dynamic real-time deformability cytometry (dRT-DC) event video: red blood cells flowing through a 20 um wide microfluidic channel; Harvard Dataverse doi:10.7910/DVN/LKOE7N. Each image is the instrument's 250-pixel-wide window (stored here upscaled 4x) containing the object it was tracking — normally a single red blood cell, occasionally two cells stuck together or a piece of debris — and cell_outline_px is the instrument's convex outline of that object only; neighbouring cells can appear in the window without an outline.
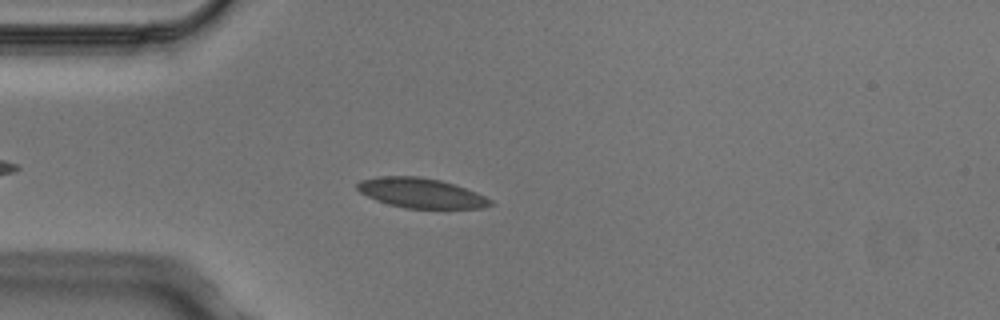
{"species": "Egyptian fruit bat (a non-hibernating species)", "species_latin": "Rousettus aegyptiacus", "temperature_condition": "cold", "stored_images_in_passage": 2, "camera_frame_rate_fps": 3000, "um_per_image_px": 0.085, "animal": {"sex": "male"}, "frame": {"image": 1, "passage_image": 2, "time_ms": 0.333, "image_size_px": [1000, 320], "cell_outline_px": [[492, 204], [484, 208], [404, 208], [388, 204], [376, 200], [360, 192], [356, 188], [356, 184], [360, 180], [376, 176], [420, 176], [440, 180], [476, 192], [492, 200]], "centroid_in_image_um": [35.74, 16.4], "position_along_channel_um": 49.3, "area_um2": 23.06}}